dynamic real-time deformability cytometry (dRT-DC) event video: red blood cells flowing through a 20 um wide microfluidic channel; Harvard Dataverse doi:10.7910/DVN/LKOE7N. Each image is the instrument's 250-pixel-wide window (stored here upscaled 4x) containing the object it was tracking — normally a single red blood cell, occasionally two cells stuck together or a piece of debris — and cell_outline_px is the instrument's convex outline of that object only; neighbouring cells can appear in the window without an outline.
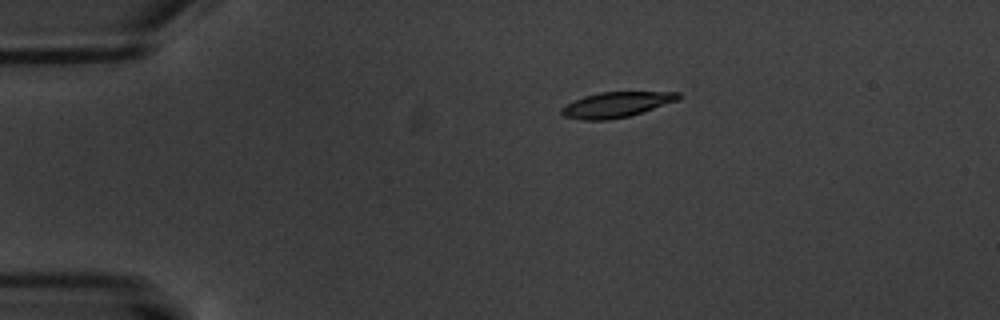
{"species": "common noctule bat (a hibernating species)", "species_latin": "Nyctalus noctula", "temperature_condition": "warm", "stored_images_in_passage": 8, "camera_frame_rate_fps": 3000, "um_per_image_px": 0.085, "animal": {"sex": "male", "body_mass_g": 20.1, "forearm_length_mm": 53.5}, "frame": {"image": 1, "passage_image": 4, "time_ms": 3.667, "image_size_px": [1000, 320], "cell_outline_px": [[680, 96], [676, 100], [628, 116], [608, 120], [584, 120], [564, 116], [560, 112], [560, 108], [584, 96], [600, 92], [680, 92]], "centroid_in_image_um": [52.33, 8.89], "position_along_channel_um": 32.7, "area_um2": 16.76}}